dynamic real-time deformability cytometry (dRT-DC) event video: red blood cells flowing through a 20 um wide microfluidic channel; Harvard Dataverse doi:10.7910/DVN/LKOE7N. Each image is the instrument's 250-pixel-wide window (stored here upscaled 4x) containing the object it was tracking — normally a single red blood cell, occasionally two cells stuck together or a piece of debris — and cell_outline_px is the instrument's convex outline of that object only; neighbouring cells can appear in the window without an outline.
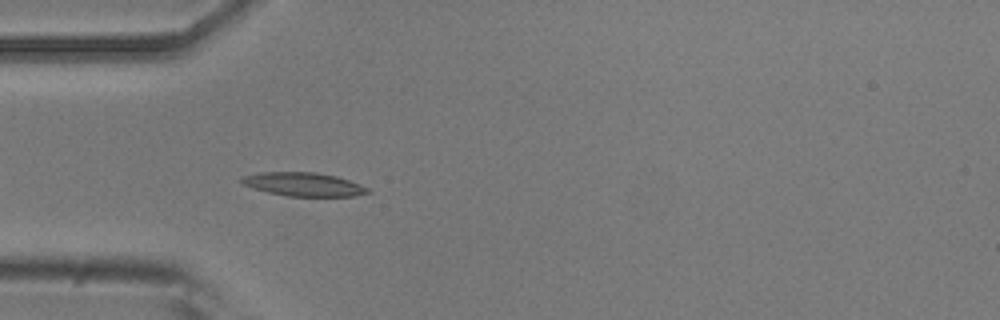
{"species": "common noctule bat (a hibernating species)", "species_latin": "Nyctalus noctula", "temperature_condition": "room temperature", "stored_images_in_passage": 13, "camera_frame_rate_fps": 3000, "um_per_image_px": 0.085, "animal": {"sex": "male", "body_mass_g": 20.5, "forearm_length_mm": 52.5}, "frame": {"image": 1, "passage_image": 4, "time_ms": 1.0, "image_size_px": [1000, 320], "cell_outline_px": [[372, 192], [356, 196], [288, 196], [268, 192], [244, 184], [240, 180], [244, 176], [260, 172], [316, 172], [336, 176], [360, 184], [368, 188]], "centroid_in_image_um": [25.86, 15.67], "position_along_channel_um": 59.1, "area_um2": 17.17}}
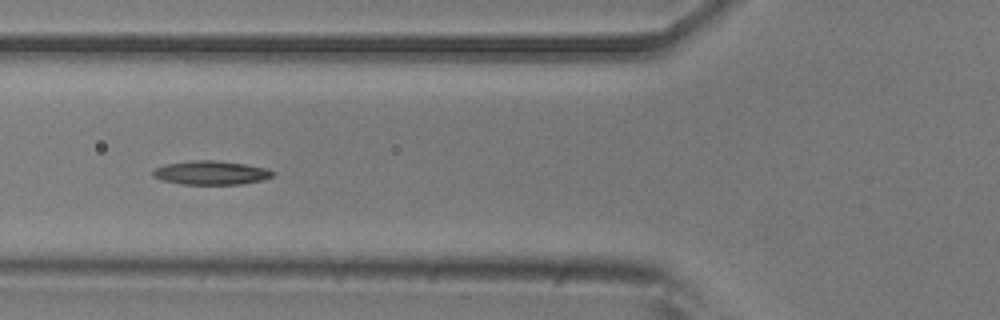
{"frame": {"image": 2, "passage_image": 8, "time_ms": 2.333, "image_size_px": [1000, 320], "cell_outline_px": [[276, 172], [272, 176], [264, 180], [240, 184], [180, 184], [160, 180], [152, 176], [152, 172], [156, 168], [164, 164], [192, 160], [216, 160], [244, 164], [268, 168]], "centroid_in_image_um": [17.93, 14.68], "position_along_channel_um": 107.9, "area_um2": 16.82}}
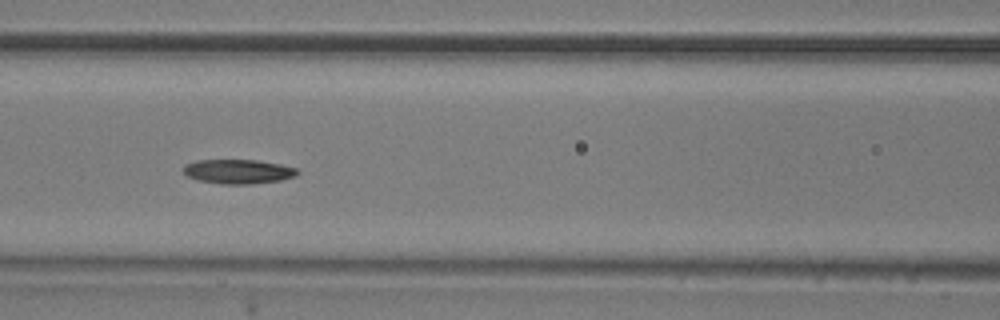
{"frame": {"image": 3, "passage_image": 11, "time_ms": 3.333, "image_size_px": [1000, 320], "cell_outline_px": [[300, 172], [296, 176], [280, 180], [252, 184], [220, 184], [200, 180], [188, 176], [184, 172], [184, 164], [196, 160], [256, 160], [280, 164], [296, 168]], "centroid_in_image_um": [20.26, 14.58], "position_along_channel_um": 146.3, "area_um2": 16.13}}